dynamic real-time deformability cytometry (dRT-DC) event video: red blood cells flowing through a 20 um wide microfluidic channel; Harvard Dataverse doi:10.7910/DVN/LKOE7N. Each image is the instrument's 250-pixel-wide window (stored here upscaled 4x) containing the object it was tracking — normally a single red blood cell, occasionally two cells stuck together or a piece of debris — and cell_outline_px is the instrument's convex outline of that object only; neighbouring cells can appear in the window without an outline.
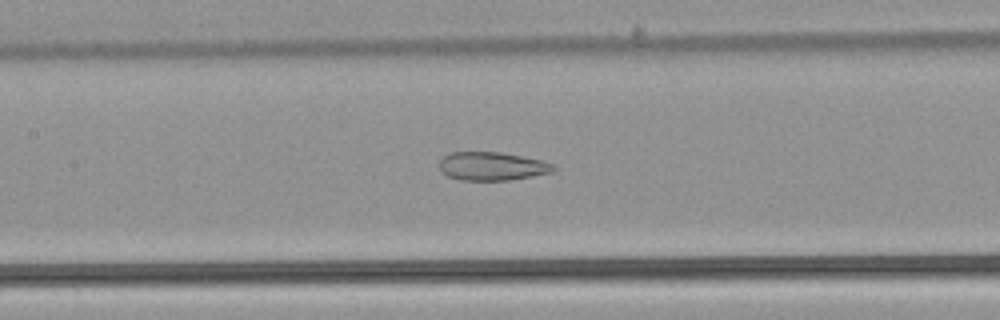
{"species": "common noctule bat (a hibernating species)", "species_latin": "Nyctalus noctula", "temperature_condition": "warm", "stored_images_in_passage": 43, "camera_frame_rate_fps": 3000, "um_per_image_px": 0.085, "animal": {"sex": "male", "body_mass_g": 21.5, "forearm_length_mm": 52.0}, "frame": {"image": 1, "passage_image": 15, "time_ms": 4.667, "image_size_px": [1000, 320], "cell_outline_px": [[556, 168], [552, 172], [532, 176], [508, 180], [460, 180], [448, 176], [440, 168], [440, 160], [444, 156], [452, 152], [500, 152], [540, 160], [552, 164]], "centroid_in_image_um": [41.81, 14.13], "position_along_channel_um": 165.6, "area_um2": 18.61}}
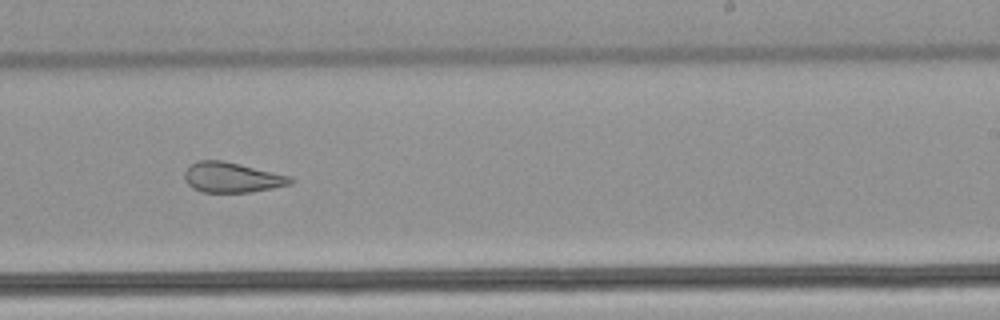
{"frame": {"image": 2, "passage_image": 23, "time_ms": 7.333, "image_size_px": [1000, 320], "cell_outline_px": [[296, 180], [292, 184], [272, 188], [248, 192], [200, 192], [192, 188], [184, 180], [184, 172], [196, 160], [220, 160], [240, 164], [292, 176]], "centroid_in_image_um": [19.73, 15.08], "position_along_channel_um": 269.3, "area_um2": 18.73}}
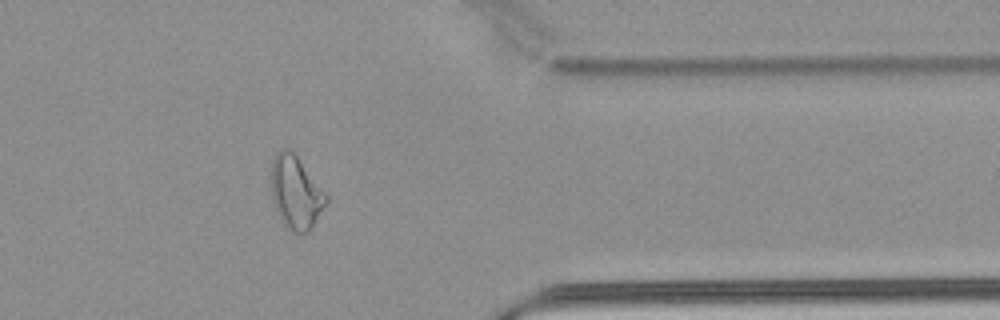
{"frame": {"image": 3, "passage_image": 33, "time_ms": 10.667, "image_size_px": [1000, 320], "cell_outline_px": [[328, 200], [312, 228], [308, 232], [292, 232], [280, 216], [272, 200], [272, 160], [280, 148], [288, 148], [296, 156], [328, 196]], "centroid_in_image_um": [25.15, 16.35], "position_along_channel_um": 386.3, "area_um2": 22.72}, "authors_computed_cell_mechanics": {"area_um2": 22.7154, "velocity_mm_per_s": 3.9039, "shape_relaxation_time_tau1_ms": null, "shape_relaxation_time_tau2_ms": 2.0637, "deformation_change_tau1": null, "deformation_change_tau2": 0.1118}}